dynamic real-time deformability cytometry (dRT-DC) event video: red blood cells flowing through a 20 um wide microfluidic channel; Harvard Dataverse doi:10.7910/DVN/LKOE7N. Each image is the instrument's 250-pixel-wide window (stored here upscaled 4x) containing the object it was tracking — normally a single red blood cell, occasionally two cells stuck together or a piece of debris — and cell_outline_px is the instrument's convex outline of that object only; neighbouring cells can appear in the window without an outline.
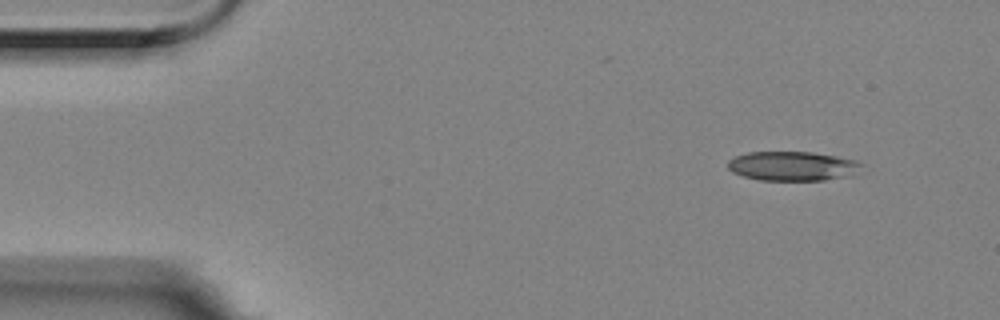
{"species": "Egyptian fruit bat (a non-hibernating species)", "species_latin": "Rousettus aegyptiacus", "temperature_condition": "room temperature", "stored_images_in_passage": 4, "camera_frame_rate_fps": 3000, "um_per_image_px": 0.085, "animal": {"sex": "female"}, "frame": {"image": 1, "passage_image": 1, "time_ms": 0.0, "image_size_px": [1000, 320], "cell_outline_px": [[864, 164], [856, 176], [824, 180], [760, 180], [744, 176], [732, 172], [728, 168], [728, 160], [736, 156], [748, 152], [812, 152], [836, 156], [856, 160]], "centroid_in_image_um": [67.44, 14.12], "position_along_channel_um": 17.6, "area_um2": 23.12}}
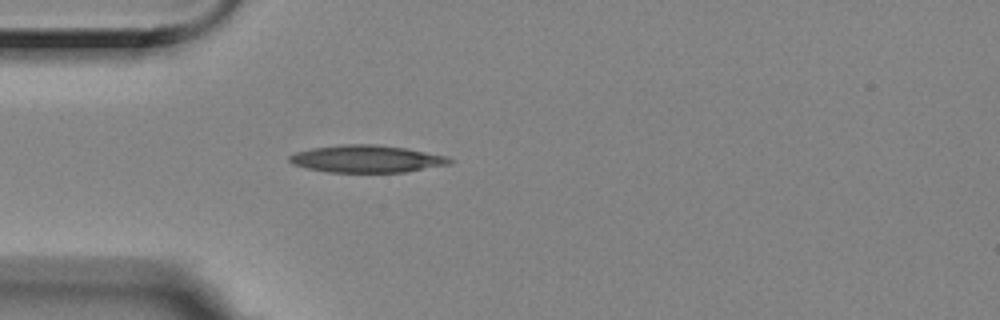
{"frame": {"image": 2, "passage_image": 4, "time_ms": 1.0, "image_size_px": [1000, 320], "cell_outline_px": [[456, 160], [452, 164], [404, 172], [328, 172], [308, 168], [292, 164], [288, 160], [288, 156], [296, 152], [312, 148], [344, 144], [376, 144], [404, 148], [448, 156]], "centroid_in_image_um": [31.2, 13.5], "position_along_channel_um": 53.8, "area_um2": 25.55}}